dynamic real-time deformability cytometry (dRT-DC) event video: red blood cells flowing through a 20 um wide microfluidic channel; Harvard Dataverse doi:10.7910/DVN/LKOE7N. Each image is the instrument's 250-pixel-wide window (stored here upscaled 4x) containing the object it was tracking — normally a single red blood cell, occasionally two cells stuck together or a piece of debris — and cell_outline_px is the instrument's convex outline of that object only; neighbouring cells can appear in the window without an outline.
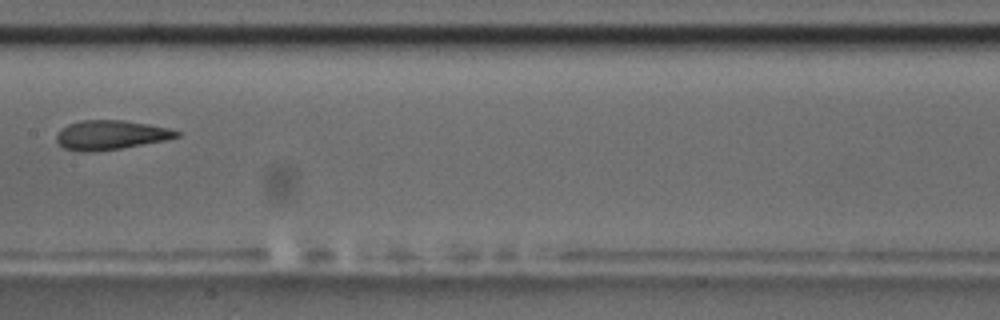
{"species": "common noctule bat (a hibernating species)", "species_latin": "Nyctalus noctula", "temperature_condition": "room temperature", "stored_images_in_passage": 7, "camera_frame_rate_fps": 3000, "um_per_image_px": 0.085, "animal": {"sex": "male", "body_mass_g": 17.5, "forearm_length_mm": 52.3}, "frame": {"image": 1, "passage_image": 7, "time_ms": 8.667, "image_size_px": [1000, 320], "cell_outline_px": [[180, 136], [164, 140], [120, 148], [92, 152], [84, 152], [64, 148], [56, 140], [56, 136], [68, 124], [80, 120], [124, 120], [148, 124], [168, 128], [180, 132]], "centroid_in_image_um": [9.4, 11.47], "position_along_channel_um": 198.0, "area_um2": 20.23}}